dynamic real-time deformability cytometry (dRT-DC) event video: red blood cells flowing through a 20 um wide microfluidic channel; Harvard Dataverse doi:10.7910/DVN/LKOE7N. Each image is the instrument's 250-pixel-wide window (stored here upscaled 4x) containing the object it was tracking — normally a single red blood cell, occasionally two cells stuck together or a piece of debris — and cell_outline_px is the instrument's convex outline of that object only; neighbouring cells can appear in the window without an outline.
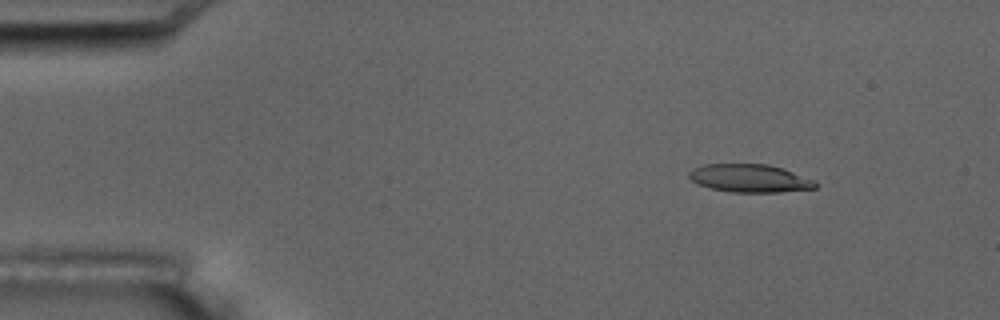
{"species": "common noctule bat (a hibernating species)", "species_latin": "Nyctalus noctula", "temperature_condition": "room temperature", "stored_images_in_passage": 7, "camera_frame_rate_fps": 3000, "um_per_image_px": 0.085, "animal": {"sex": "male", "body_mass_g": 17.5, "forearm_length_mm": 52.3}, "frame": {"image": 1, "passage_image": 1, "time_ms": 0.0, "image_size_px": [1000, 320], "cell_outline_px": [[816, 188], [780, 192], [732, 192], [712, 188], [696, 184], [688, 176], [688, 172], [692, 168], [704, 164], [768, 164], [784, 168], [816, 180]], "centroid_in_image_um": [63.73, 15.14], "position_along_channel_um": 21.3, "area_um2": 20.81}}
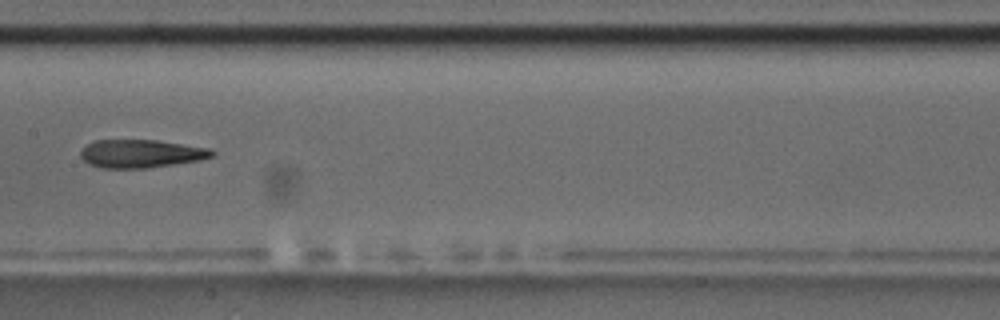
{"frame": {"image": 2, "passage_image": 7, "time_ms": 7.0, "image_size_px": [1000, 320], "cell_outline_px": [[216, 152], [212, 156], [200, 160], [148, 168], [100, 168], [88, 164], [80, 156], [80, 152], [88, 144], [96, 140], [156, 140], [212, 148]], "centroid_in_image_um": [12.01, 13.06], "position_along_channel_um": 195.4, "area_um2": 21.62}}